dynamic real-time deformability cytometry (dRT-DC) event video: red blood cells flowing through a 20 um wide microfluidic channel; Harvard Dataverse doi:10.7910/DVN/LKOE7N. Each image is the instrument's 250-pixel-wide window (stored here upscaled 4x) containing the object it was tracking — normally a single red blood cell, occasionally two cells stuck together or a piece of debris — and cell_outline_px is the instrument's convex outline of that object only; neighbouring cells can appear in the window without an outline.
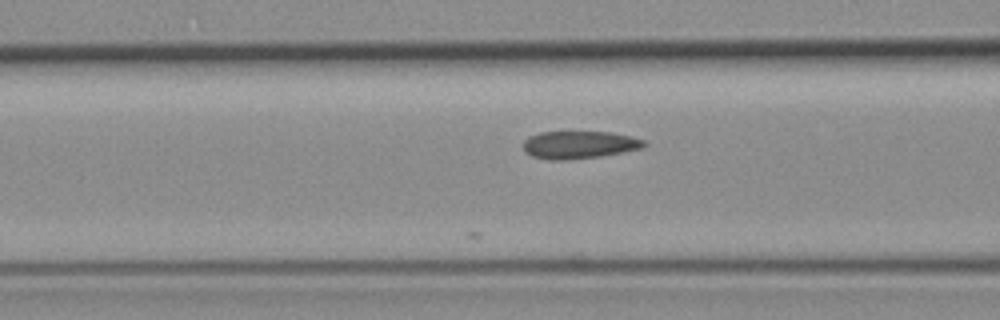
{"species": "common noctule bat (a hibernating species)", "species_latin": "Nyctalus noctula", "temperature_condition": "room temperature", "stored_images_in_passage": 5, "camera_frame_rate_fps": 3000, "um_per_image_px": 0.085, "animal": {"sex": "female", "body_mass_g": 19.3, "forearm_length_mm": 54.1}, "frame": {"image": 1, "passage_image": 5, "time_ms": 4.667, "image_size_px": [1000, 320], "cell_outline_px": [[648, 144], [640, 148], [600, 156], [568, 160], [548, 160], [532, 156], [524, 152], [524, 140], [528, 136], [540, 132], [612, 132], [632, 136], [644, 140]], "centroid_in_image_um": [49.2, 12.3], "position_along_channel_um": 117.4, "area_um2": 19.48}}